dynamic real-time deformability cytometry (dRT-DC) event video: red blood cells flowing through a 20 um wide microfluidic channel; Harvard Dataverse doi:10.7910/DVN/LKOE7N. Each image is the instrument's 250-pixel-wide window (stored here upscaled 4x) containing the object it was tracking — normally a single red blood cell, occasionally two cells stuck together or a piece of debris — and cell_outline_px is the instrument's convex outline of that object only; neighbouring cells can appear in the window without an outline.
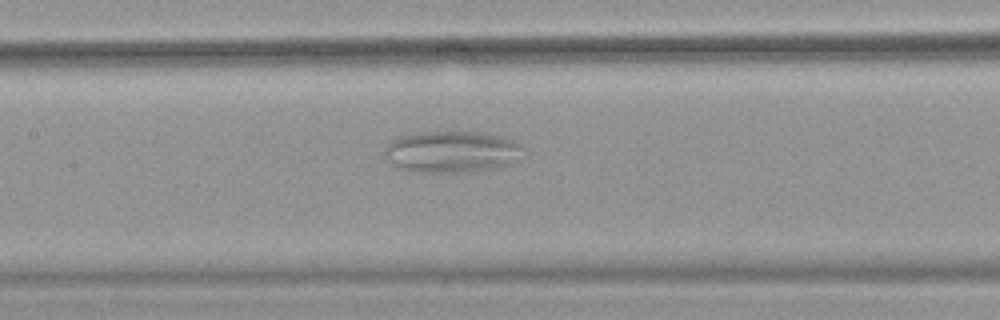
{"species": "common noctule bat (a hibernating species)", "species_latin": "Nyctalus noctula", "temperature_condition": "warm", "stored_images_in_passage": 38, "camera_frame_rate_fps": 3000, "um_per_image_px": 0.085, "animal": {"sex": "female", "body_mass_g": 18.4}, "frame": {"image": 1, "passage_image": 12, "time_ms": 3.667, "image_size_px": [1000, 320], "cell_outline_px": [[524, 148], [508, 164], [500, 168], [472, 172], [424, 172], [396, 168], [384, 156], [384, 152], [388, 144], [396, 136], [416, 132], [484, 132], [500, 136], [512, 140], [520, 144]], "centroid_in_image_um": [38.34, 12.9], "position_along_channel_um": 169.1, "area_um2": 33.64}}
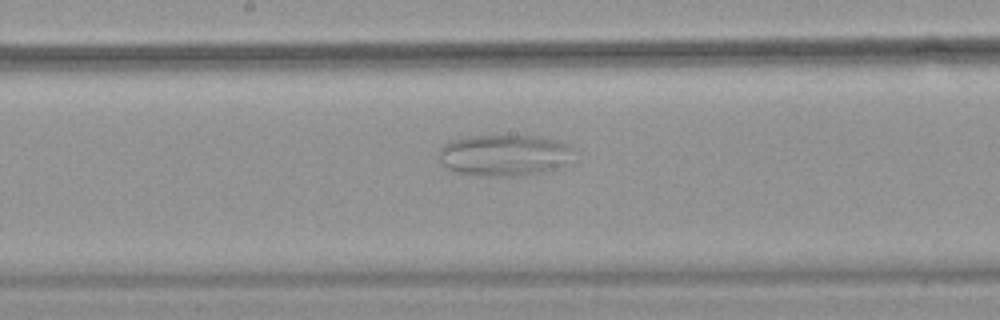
{"frame": {"image": 2, "passage_image": 15, "time_ms": 4.667, "image_size_px": [1000, 320], "cell_outline_px": [[572, 148], [568, 164], [544, 172], [516, 176], [484, 176], [456, 172], [448, 168], [440, 160], [440, 148], [444, 144], [452, 140], [472, 136], [540, 136], [556, 140], [568, 144]], "centroid_in_image_um": [42.88, 13.2], "position_along_channel_um": 205.3, "area_um2": 32.37}}
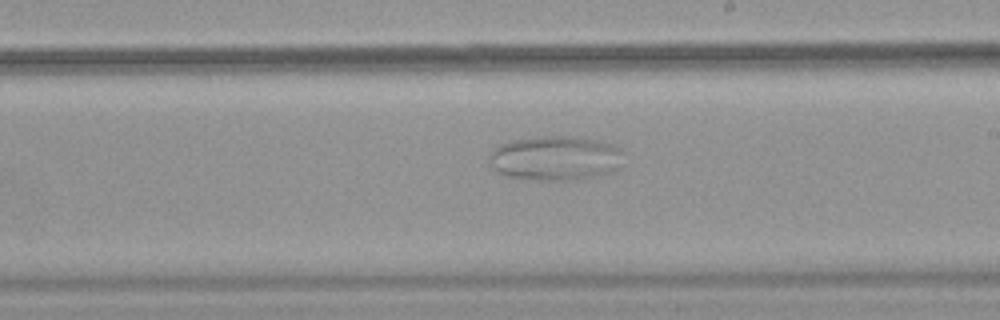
{"frame": {"image": 3, "passage_image": 18, "time_ms": 5.667, "image_size_px": [1000, 320], "cell_outline_px": [[624, 152], [620, 168], [612, 172], [596, 176], [576, 180], [536, 180], [508, 176], [496, 172], [492, 168], [488, 156], [500, 144], [512, 140], [544, 136], [572, 136], [596, 140], [616, 144]], "centroid_in_image_um": [47.25, 13.45], "position_along_channel_um": 241.7, "area_um2": 35.26}}